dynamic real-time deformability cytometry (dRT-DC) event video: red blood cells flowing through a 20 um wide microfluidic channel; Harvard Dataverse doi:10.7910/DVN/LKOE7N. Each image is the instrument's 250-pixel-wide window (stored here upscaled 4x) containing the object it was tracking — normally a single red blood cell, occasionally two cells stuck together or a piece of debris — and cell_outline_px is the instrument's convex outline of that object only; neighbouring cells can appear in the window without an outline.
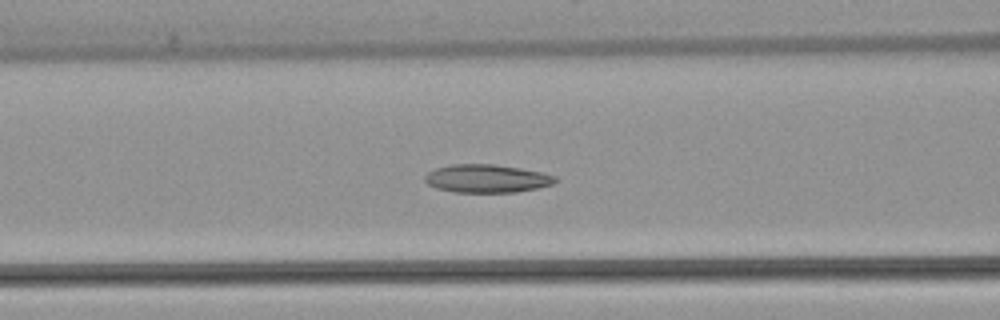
{"species": "common noctule bat (a hibernating species)", "species_latin": "Nyctalus noctula", "temperature_condition": "warm", "stored_images_in_passage": 26, "camera_frame_rate_fps": 3000, "um_per_image_px": 0.085, "animal": {"sex": "female", "body_mass_g": 22.7, "forearm_length_mm": 54.2}, "frame": {"image": 1, "passage_image": 22, "time_ms": 7.0, "image_size_px": [1000, 320], "cell_outline_px": [[556, 180], [552, 184], [536, 188], [516, 192], [452, 192], [436, 188], [428, 184], [424, 180], [424, 176], [428, 172], [436, 168], [452, 164], [496, 164], [544, 172], [556, 176]], "centroid_in_image_um": [41.36, 15.17], "position_along_channel_um": 125.2, "area_um2": 21.44}}
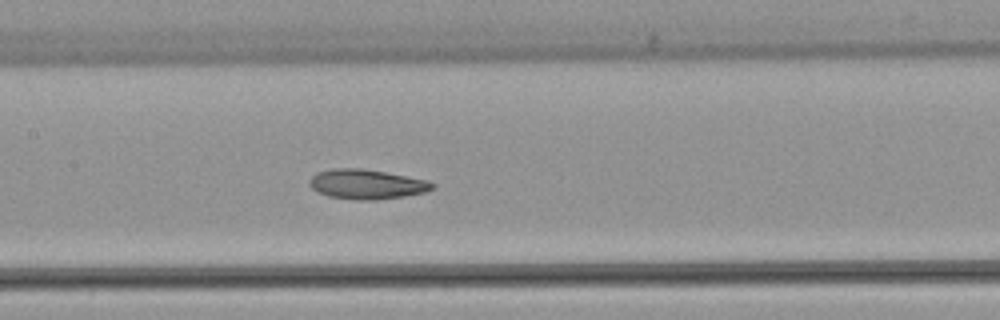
{"frame": {"image": 2, "passage_image": 26, "time_ms": 8.333, "image_size_px": [1000, 320], "cell_outline_px": [[436, 184], [432, 188], [424, 192], [404, 196], [376, 200], [352, 200], [328, 196], [316, 192], [308, 184], [308, 180], [316, 172], [332, 168], [360, 168], [384, 172], [428, 180]], "centroid_in_image_um": [31.11, 15.66], "position_along_channel_um": 176.3, "area_um2": 21.39}}